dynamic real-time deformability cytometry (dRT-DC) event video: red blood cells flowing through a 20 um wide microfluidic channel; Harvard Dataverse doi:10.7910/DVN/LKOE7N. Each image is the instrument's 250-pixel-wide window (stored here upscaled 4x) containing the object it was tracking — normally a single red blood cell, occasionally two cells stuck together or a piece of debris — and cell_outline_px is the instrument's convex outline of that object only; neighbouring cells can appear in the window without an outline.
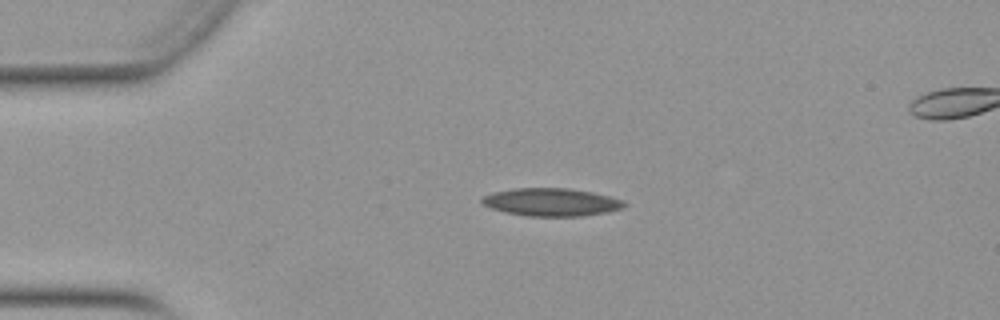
{"species": "Egyptian fruit bat (a non-hibernating species)", "species_latin": "Rousettus aegyptiacus", "temperature_condition": "warm", "stored_images_in_passage": 17, "camera_frame_rate_fps": 3000, "um_per_image_px": 0.085, "animal": {"sex": "female"}, "frame": {"image": 1, "passage_image": 3, "time_ms": 0.667, "image_size_px": [1000, 320], "cell_outline_px": [[628, 204], [624, 208], [608, 212], [584, 216], [524, 216], [504, 212], [492, 208], [484, 204], [480, 200], [484, 196], [492, 192], [512, 188], [568, 188], [592, 192], [608, 196], [620, 200]], "centroid_in_image_um": [46.86, 17.18], "position_along_channel_um": 38.1, "area_um2": 23.18}}
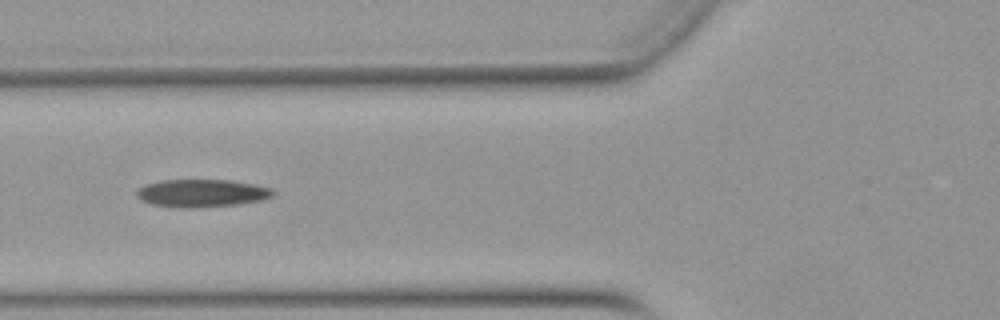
{"frame": {"image": 2, "passage_image": 11, "time_ms": 3.333, "image_size_px": [1000, 320], "cell_outline_px": [[276, 192], [272, 196], [264, 200], [240, 204], [196, 208], [172, 208], [152, 204], [140, 200], [136, 196], [136, 192], [140, 188], [148, 184], [160, 180], [228, 180], [252, 184], [272, 188]], "centroid_in_image_um": [17.16, 16.44], "position_along_channel_um": 108.6, "area_um2": 22.25}}
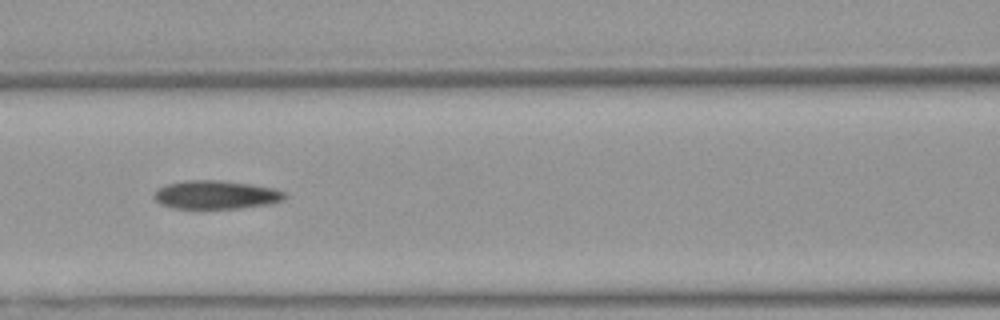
{"frame": {"image": 3, "passage_image": 14, "time_ms": 4.333, "image_size_px": [1000, 320], "cell_outline_px": [[288, 196], [284, 200], [268, 204], [240, 208], [172, 208], [160, 204], [152, 196], [156, 188], [164, 184], [184, 180], [220, 180], [252, 184], [276, 188], [284, 192]], "centroid_in_image_um": [18.33, 16.54], "position_along_channel_um": 148.3, "area_um2": 22.02}}